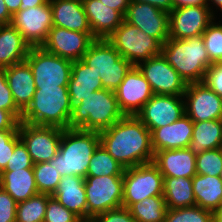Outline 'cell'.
I'll list each match as a JSON object with an SVG mask.
<instances>
[{
    "mask_svg": "<svg viewBox=\"0 0 222 222\" xmlns=\"http://www.w3.org/2000/svg\"><path fill=\"white\" fill-rule=\"evenodd\" d=\"M19 122L10 111L0 109V130H18Z\"/></svg>",
    "mask_w": 222,
    "mask_h": 222,
    "instance_id": "obj_46",
    "label": "cell"
},
{
    "mask_svg": "<svg viewBox=\"0 0 222 222\" xmlns=\"http://www.w3.org/2000/svg\"><path fill=\"white\" fill-rule=\"evenodd\" d=\"M50 194L38 193L17 203L15 222H43Z\"/></svg>",
    "mask_w": 222,
    "mask_h": 222,
    "instance_id": "obj_33",
    "label": "cell"
},
{
    "mask_svg": "<svg viewBox=\"0 0 222 222\" xmlns=\"http://www.w3.org/2000/svg\"><path fill=\"white\" fill-rule=\"evenodd\" d=\"M18 133L27 147L33 164L48 162L59 151L62 128L19 122Z\"/></svg>",
    "mask_w": 222,
    "mask_h": 222,
    "instance_id": "obj_11",
    "label": "cell"
},
{
    "mask_svg": "<svg viewBox=\"0 0 222 222\" xmlns=\"http://www.w3.org/2000/svg\"><path fill=\"white\" fill-rule=\"evenodd\" d=\"M163 197L167 209L196 206L192 178L164 177Z\"/></svg>",
    "mask_w": 222,
    "mask_h": 222,
    "instance_id": "obj_31",
    "label": "cell"
},
{
    "mask_svg": "<svg viewBox=\"0 0 222 222\" xmlns=\"http://www.w3.org/2000/svg\"><path fill=\"white\" fill-rule=\"evenodd\" d=\"M8 11L13 15L15 12L20 11L21 0H4Z\"/></svg>",
    "mask_w": 222,
    "mask_h": 222,
    "instance_id": "obj_52",
    "label": "cell"
},
{
    "mask_svg": "<svg viewBox=\"0 0 222 222\" xmlns=\"http://www.w3.org/2000/svg\"><path fill=\"white\" fill-rule=\"evenodd\" d=\"M161 54L187 84L203 82L206 70L212 64L202 36L169 38L162 45Z\"/></svg>",
    "mask_w": 222,
    "mask_h": 222,
    "instance_id": "obj_4",
    "label": "cell"
},
{
    "mask_svg": "<svg viewBox=\"0 0 222 222\" xmlns=\"http://www.w3.org/2000/svg\"><path fill=\"white\" fill-rule=\"evenodd\" d=\"M25 61L29 64L36 87L68 86L73 62L42 47H30Z\"/></svg>",
    "mask_w": 222,
    "mask_h": 222,
    "instance_id": "obj_10",
    "label": "cell"
},
{
    "mask_svg": "<svg viewBox=\"0 0 222 222\" xmlns=\"http://www.w3.org/2000/svg\"><path fill=\"white\" fill-rule=\"evenodd\" d=\"M217 148H222V119L193 122V135L188 149L198 155Z\"/></svg>",
    "mask_w": 222,
    "mask_h": 222,
    "instance_id": "obj_29",
    "label": "cell"
},
{
    "mask_svg": "<svg viewBox=\"0 0 222 222\" xmlns=\"http://www.w3.org/2000/svg\"><path fill=\"white\" fill-rule=\"evenodd\" d=\"M196 206L214 211L222 204V181L219 176L199 175L192 178Z\"/></svg>",
    "mask_w": 222,
    "mask_h": 222,
    "instance_id": "obj_30",
    "label": "cell"
},
{
    "mask_svg": "<svg viewBox=\"0 0 222 222\" xmlns=\"http://www.w3.org/2000/svg\"><path fill=\"white\" fill-rule=\"evenodd\" d=\"M84 183L85 178L81 176H63L51 196L68 210L78 215L83 221H87V200Z\"/></svg>",
    "mask_w": 222,
    "mask_h": 222,
    "instance_id": "obj_25",
    "label": "cell"
},
{
    "mask_svg": "<svg viewBox=\"0 0 222 222\" xmlns=\"http://www.w3.org/2000/svg\"><path fill=\"white\" fill-rule=\"evenodd\" d=\"M208 6H185L169 12V38L186 39L201 36L214 16Z\"/></svg>",
    "mask_w": 222,
    "mask_h": 222,
    "instance_id": "obj_15",
    "label": "cell"
},
{
    "mask_svg": "<svg viewBox=\"0 0 222 222\" xmlns=\"http://www.w3.org/2000/svg\"><path fill=\"white\" fill-rule=\"evenodd\" d=\"M185 6H208V0H173V8Z\"/></svg>",
    "mask_w": 222,
    "mask_h": 222,
    "instance_id": "obj_49",
    "label": "cell"
},
{
    "mask_svg": "<svg viewBox=\"0 0 222 222\" xmlns=\"http://www.w3.org/2000/svg\"><path fill=\"white\" fill-rule=\"evenodd\" d=\"M99 145L97 131L62 129L59 151L48 163L55 166L62 177L69 175L85 178L91 156Z\"/></svg>",
    "mask_w": 222,
    "mask_h": 222,
    "instance_id": "obj_2",
    "label": "cell"
},
{
    "mask_svg": "<svg viewBox=\"0 0 222 222\" xmlns=\"http://www.w3.org/2000/svg\"><path fill=\"white\" fill-rule=\"evenodd\" d=\"M211 22L201 35L211 63H222V24Z\"/></svg>",
    "mask_w": 222,
    "mask_h": 222,
    "instance_id": "obj_37",
    "label": "cell"
},
{
    "mask_svg": "<svg viewBox=\"0 0 222 222\" xmlns=\"http://www.w3.org/2000/svg\"><path fill=\"white\" fill-rule=\"evenodd\" d=\"M92 222H136L128 208L120 207L100 213L91 219Z\"/></svg>",
    "mask_w": 222,
    "mask_h": 222,
    "instance_id": "obj_44",
    "label": "cell"
},
{
    "mask_svg": "<svg viewBox=\"0 0 222 222\" xmlns=\"http://www.w3.org/2000/svg\"><path fill=\"white\" fill-rule=\"evenodd\" d=\"M33 171L38 192L52 195L62 177L59 171L48 162L33 164Z\"/></svg>",
    "mask_w": 222,
    "mask_h": 222,
    "instance_id": "obj_35",
    "label": "cell"
},
{
    "mask_svg": "<svg viewBox=\"0 0 222 222\" xmlns=\"http://www.w3.org/2000/svg\"><path fill=\"white\" fill-rule=\"evenodd\" d=\"M11 20L12 14L8 11L4 0H0V25H8Z\"/></svg>",
    "mask_w": 222,
    "mask_h": 222,
    "instance_id": "obj_50",
    "label": "cell"
},
{
    "mask_svg": "<svg viewBox=\"0 0 222 222\" xmlns=\"http://www.w3.org/2000/svg\"><path fill=\"white\" fill-rule=\"evenodd\" d=\"M209 2H212L211 4H213L214 6H216V10H221L222 12V0H208V7L210 9V11L214 14L213 12V6H210V3ZM219 7V8H218Z\"/></svg>",
    "mask_w": 222,
    "mask_h": 222,
    "instance_id": "obj_54",
    "label": "cell"
},
{
    "mask_svg": "<svg viewBox=\"0 0 222 222\" xmlns=\"http://www.w3.org/2000/svg\"><path fill=\"white\" fill-rule=\"evenodd\" d=\"M131 1L150 4L168 13L173 9V0H131Z\"/></svg>",
    "mask_w": 222,
    "mask_h": 222,
    "instance_id": "obj_48",
    "label": "cell"
},
{
    "mask_svg": "<svg viewBox=\"0 0 222 222\" xmlns=\"http://www.w3.org/2000/svg\"><path fill=\"white\" fill-rule=\"evenodd\" d=\"M23 168H33V162L26 145L20 140L14 146V151L4 170H19Z\"/></svg>",
    "mask_w": 222,
    "mask_h": 222,
    "instance_id": "obj_42",
    "label": "cell"
},
{
    "mask_svg": "<svg viewBox=\"0 0 222 222\" xmlns=\"http://www.w3.org/2000/svg\"><path fill=\"white\" fill-rule=\"evenodd\" d=\"M137 67L149 82L153 94L183 95L186 91V81L161 53L139 63Z\"/></svg>",
    "mask_w": 222,
    "mask_h": 222,
    "instance_id": "obj_12",
    "label": "cell"
},
{
    "mask_svg": "<svg viewBox=\"0 0 222 222\" xmlns=\"http://www.w3.org/2000/svg\"><path fill=\"white\" fill-rule=\"evenodd\" d=\"M17 202L0 187V222L16 221Z\"/></svg>",
    "mask_w": 222,
    "mask_h": 222,
    "instance_id": "obj_43",
    "label": "cell"
},
{
    "mask_svg": "<svg viewBox=\"0 0 222 222\" xmlns=\"http://www.w3.org/2000/svg\"><path fill=\"white\" fill-rule=\"evenodd\" d=\"M125 168L100 144L91 156L86 176L123 175Z\"/></svg>",
    "mask_w": 222,
    "mask_h": 222,
    "instance_id": "obj_34",
    "label": "cell"
},
{
    "mask_svg": "<svg viewBox=\"0 0 222 222\" xmlns=\"http://www.w3.org/2000/svg\"><path fill=\"white\" fill-rule=\"evenodd\" d=\"M222 170V148L205 150L196 155V174L219 176Z\"/></svg>",
    "mask_w": 222,
    "mask_h": 222,
    "instance_id": "obj_38",
    "label": "cell"
},
{
    "mask_svg": "<svg viewBox=\"0 0 222 222\" xmlns=\"http://www.w3.org/2000/svg\"><path fill=\"white\" fill-rule=\"evenodd\" d=\"M124 20L162 45L169 39V13L150 4L130 1Z\"/></svg>",
    "mask_w": 222,
    "mask_h": 222,
    "instance_id": "obj_17",
    "label": "cell"
},
{
    "mask_svg": "<svg viewBox=\"0 0 222 222\" xmlns=\"http://www.w3.org/2000/svg\"><path fill=\"white\" fill-rule=\"evenodd\" d=\"M105 6L118 11L123 17L125 16L131 0H99Z\"/></svg>",
    "mask_w": 222,
    "mask_h": 222,
    "instance_id": "obj_47",
    "label": "cell"
},
{
    "mask_svg": "<svg viewBox=\"0 0 222 222\" xmlns=\"http://www.w3.org/2000/svg\"><path fill=\"white\" fill-rule=\"evenodd\" d=\"M123 116L115 91L103 88L72 106L69 128L100 132L111 127Z\"/></svg>",
    "mask_w": 222,
    "mask_h": 222,
    "instance_id": "obj_5",
    "label": "cell"
},
{
    "mask_svg": "<svg viewBox=\"0 0 222 222\" xmlns=\"http://www.w3.org/2000/svg\"><path fill=\"white\" fill-rule=\"evenodd\" d=\"M53 16V26L92 33L82 0H49Z\"/></svg>",
    "mask_w": 222,
    "mask_h": 222,
    "instance_id": "obj_24",
    "label": "cell"
},
{
    "mask_svg": "<svg viewBox=\"0 0 222 222\" xmlns=\"http://www.w3.org/2000/svg\"><path fill=\"white\" fill-rule=\"evenodd\" d=\"M103 89L100 75L81 59L73 61L71 75L68 82L70 103L75 106L92 92Z\"/></svg>",
    "mask_w": 222,
    "mask_h": 222,
    "instance_id": "obj_26",
    "label": "cell"
},
{
    "mask_svg": "<svg viewBox=\"0 0 222 222\" xmlns=\"http://www.w3.org/2000/svg\"><path fill=\"white\" fill-rule=\"evenodd\" d=\"M119 109L124 115H134L153 96L149 82L137 66H133L115 90Z\"/></svg>",
    "mask_w": 222,
    "mask_h": 222,
    "instance_id": "obj_19",
    "label": "cell"
},
{
    "mask_svg": "<svg viewBox=\"0 0 222 222\" xmlns=\"http://www.w3.org/2000/svg\"><path fill=\"white\" fill-rule=\"evenodd\" d=\"M30 47H41L53 27L50 1L44 5L15 12L10 23Z\"/></svg>",
    "mask_w": 222,
    "mask_h": 222,
    "instance_id": "obj_13",
    "label": "cell"
},
{
    "mask_svg": "<svg viewBox=\"0 0 222 222\" xmlns=\"http://www.w3.org/2000/svg\"><path fill=\"white\" fill-rule=\"evenodd\" d=\"M84 12L96 39H107L123 22L124 17L99 0H82Z\"/></svg>",
    "mask_w": 222,
    "mask_h": 222,
    "instance_id": "obj_22",
    "label": "cell"
},
{
    "mask_svg": "<svg viewBox=\"0 0 222 222\" xmlns=\"http://www.w3.org/2000/svg\"><path fill=\"white\" fill-rule=\"evenodd\" d=\"M212 221L213 222H222V204L219 208L212 212Z\"/></svg>",
    "mask_w": 222,
    "mask_h": 222,
    "instance_id": "obj_53",
    "label": "cell"
},
{
    "mask_svg": "<svg viewBox=\"0 0 222 222\" xmlns=\"http://www.w3.org/2000/svg\"><path fill=\"white\" fill-rule=\"evenodd\" d=\"M0 109L10 111L19 121L21 120L22 111L14 102L3 68H0Z\"/></svg>",
    "mask_w": 222,
    "mask_h": 222,
    "instance_id": "obj_41",
    "label": "cell"
},
{
    "mask_svg": "<svg viewBox=\"0 0 222 222\" xmlns=\"http://www.w3.org/2000/svg\"><path fill=\"white\" fill-rule=\"evenodd\" d=\"M192 135L193 121L185 114L175 122L151 131L153 151L188 148Z\"/></svg>",
    "mask_w": 222,
    "mask_h": 222,
    "instance_id": "obj_20",
    "label": "cell"
},
{
    "mask_svg": "<svg viewBox=\"0 0 222 222\" xmlns=\"http://www.w3.org/2000/svg\"><path fill=\"white\" fill-rule=\"evenodd\" d=\"M0 187L17 202L38 194L33 168L3 170L0 173Z\"/></svg>",
    "mask_w": 222,
    "mask_h": 222,
    "instance_id": "obj_27",
    "label": "cell"
},
{
    "mask_svg": "<svg viewBox=\"0 0 222 222\" xmlns=\"http://www.w3.org/2000/svg\"><path fill=\"white\" fill-rule=\"evenodd\" d=\"M95 39L93 33L70 31L53 26L41 47L49 53L73 62L83 57Z\"/></svg>",
    "mask_w": 222,
    "mask_h": 222,
    "instance_id": "obj_18",
    "label": "cell"
},
{
    "mask_svg": "<svg viewBox=\"0 0 222 222\" xmlns=\"http://www.w3.org/2000/svg\"><path fill=\"white\" fill-rule=\"evenodd\" d=\"M81 60L100 75L104 89L115 91L134 66L107 39H95Z\"/></svg>",
    "mask_w": 222,
    "mask_h": 222,
    "instance_id": "obj_6",
    "label": "cell"
},
{
    "mask_svg": "<svg viewBox=\"0 0 222 222\" xmlns=\"http://www.w3.org/2000/svg\"><path fill=\"white\" fill-rule=\"evenodd\" d=\"M185 115L183 95L153 94L136 117L150 130L169 125Z\"/></svg>",
    "mask_w": 222,
    "mask_h": 222,
    "instance_id": "obj_14",
    "label": "cell"
},
{
    "mask_svg": "<svg viewBox=\"0 0 222 222\" xmlns=\"http://www.w3.org/2000/svg\"><path fill=\"white\" fill-rule=\"evenodd\" d=\"M128 209L136 222H164L167 206L163 196H151Z\"/></svg>",
    "mask_w": 222,
    "mask_h": 222,
    "instance_id": "obj_32",
    "label": "cell"
},
{
    "mask_svg": "<svg viewBox=\"0 0 222 222\" xmlns=\"http://www.w3.org/2000/svg\"><path fill=\"white\" fill-rule=\"evenodd\" d=\"M87 221L96 215L122 207L123 175L86 176Z\"/></svg>",
    "mask_w": 222,
    "mask_h": 222,
    "instance_id": "obj_9",
    "label": "cell"
},
{
    "mask_svg": "<svg viewBox=\"0 0 222 222\" xmlns=\"http://www.w3.org/2000/svg\"><path fill=\"white\" fill-rule=\"evenodd\" d=\"M30 45L11 24L0 25V68L25 61Z\"/></svg>",
    "mask_w": 222,
    "mask_h": 222,
    "instance_id": "obj_28",
    "label": "cell"
},
{
    "mask_svg": "<svg viewBox=\"0 0 222 222\" xmlns=\"http://www.w3.org/2000/svg\"><path fill=\"white\" fill-rule=\"evenodd\" d=\"M100 144L125 169L153 162L150 130L134 115H124L99 132Z\"/></svg>",
    "mask_w": 222,
    "mask_h": 222,
    "instance_id": "obj_1",
    "label": "cell"
},
{
    "mask_svg": "<svg viewBox=\"0 0 222 222\" xmlns=\"http://www.w3.org/2000/svg\"><path fill=\"white\" fill-rule=\"evenodd\" d=\"M219 178H220L221 181H222V170H221V172H220V174H219Z\"/></svg>",
    "mask_w": 222,
    "mask_h": 222,
    "instance_id": "obj_55",
    "label": "cell"
},
{
    "mask_svg": "<svg viewBox=\"0 0 222 222\" xmlns=\"http://www.w3.org/2000/svg\"><path fill=\"white\" fill-rule=\"evenodd\" d=\"M83 220L74 212L60 204L54 197L47 201L43 222H82Z\"/></svg>",
    "mask_w": 222,
    "mask_h": 222,
    "instance_id": "obj_39",
    "label": "cell"
},
{
    "mask_svg": "<svg viewBox=\"0 0 222 222\" xmlns=\"http://www.w3.org/2000/svg\"><path fill=\"white\" fill-rule=\"evenodd\" d=\"M20 140L18 130H0V173L7 167L14 146Z\"/></svg>",
    "mask_w": 222,
    "mask_h": 222,
    "instance_id": "obj_40",
    "label": "cell"
},
{
    "mask_svg": "<svg viewBox=\"0 0 222 222\" xmlns=\"http://www.w3.org/2000/svg\"><path fill=\"white\" fill-rule=\"evenodd\" d=\"M183 98L193 122L222 119L221 97L204 82L188 83Z\"/></svg>",
    "mask_w": 222,
    "mask_h": 222,
    "instance_id": "obj_16",
    "label": "cell"
},
{
    "mask_svg": "<svg viewBox=\"0 0 222 222\" xmlns=\"http://www.w3.org/2000/svg\"><path fill=\"white\" fill-rule=\"evenodd\" d=\"M164 222H213L212 211L199 206L167 209Z\"/></svg>",
    "mask_w": 222,
    "mask_h": 222,
    "instance_id": "obj_36",
    "label": "cell"
},
{
    "mask_svg": "<svg viewBox=\"0 0 222 222\" xmlns=\"http://www.w3.org/2000/svg\"><path fill=\"white\" fill-rule=\"evenodd\" d=\"M49 0H21L20 11L25 10L27 8H33L36 6L44 5Z\"/></svg>",
    "mask_w": 222,
    "mask_h": 222,
    "instance_id": "obj_51",
    "label": "cell"
},
{
    "mask_svg": "<svg viewBox=\"0 0 222 222\" xmlns=\"http://www.w3.org/2000/svg\"><path fill=\"white\" fill-rule=\"evenodd\" d=\"M71 111L68 86L36 87L34 97L22 112L20 122L66 129L69 128Z\"/></svg>",
    "mask_w": 222,
    "mask_h": 222,
    "instance_id": "obj_3",
    "label": "cell"
},
{
    "mask_svg": "<svg viewBox=\"0 0 222 222\" xmlns=\"http://www.w3.org/2000/svg\"><path fill=\"white\" fill-rule=\"evenodd\" d=\"M107 40L134 66L159 55L162 48V44L156 38L147 35L125 20Z\"/></svg>",
    "mask_w": 222,
    "mask_h": 222,
    "instance_id": "obj_7",
    "label": "cell"
},
{
    "mask_svg": "<svg viewBox=\"0 0 222 222\" xmlns=\"http://www.w3.org/2000/svg\"><path fill=\"white\" fill-rule=\"evenodd\" d=\"M203 82L222 97V63H213L206 70Z\"/></svg>",
    "mask_w": 222,
    "mask_h": 222,
    "instance_id": "obj_45",
    "label": "cell"
},
{
    "mask_svg": "<svg viewBox=\"0 0 222 222\" xmlns=\"http://www.w3.org/2000/svg\"><path fill=\"white\" fill-rule=\"evenodd\" d=\"M153 163L164 177L193 178L196 175V155L188 148L157 151Z\"/></svg>",
    "mask_w": 222,
    "mask_h": 222,
    "instance_id": "obj_21",
    "label": "cell"
},
{
    "mask_svg": "<svg viewBox=\"0 0 222 222\" xmlns=\"http://www.w3.org/2000/svg\"><path fill=\"white\" fill-rule=\"evenodd\" d=\"M164 176L153 162L126 168L123 172L122 207L129 208L151 196H163Z\"/></svg>",
    "mask_w": 222,
    "mask_h": 222,
    "instance_id": "obj_8",
    "label": "cell"
},
{
    "mask_svg": "<svg viewBox=\"0 0 222 222\" xmlns=\"http://www.w3.org/2000/svg\"><path fill=\"white\" fill-rule=\"evenodd\" d=\"M4 69L14 102L23 112L31 103L36 91L32 70L26 61Z\"/></svg>",
    "mask_w": 222,
    "mask_h": 222,
    "instance_id": "obj_23",
    "label": "cell"
}]
</instances>
